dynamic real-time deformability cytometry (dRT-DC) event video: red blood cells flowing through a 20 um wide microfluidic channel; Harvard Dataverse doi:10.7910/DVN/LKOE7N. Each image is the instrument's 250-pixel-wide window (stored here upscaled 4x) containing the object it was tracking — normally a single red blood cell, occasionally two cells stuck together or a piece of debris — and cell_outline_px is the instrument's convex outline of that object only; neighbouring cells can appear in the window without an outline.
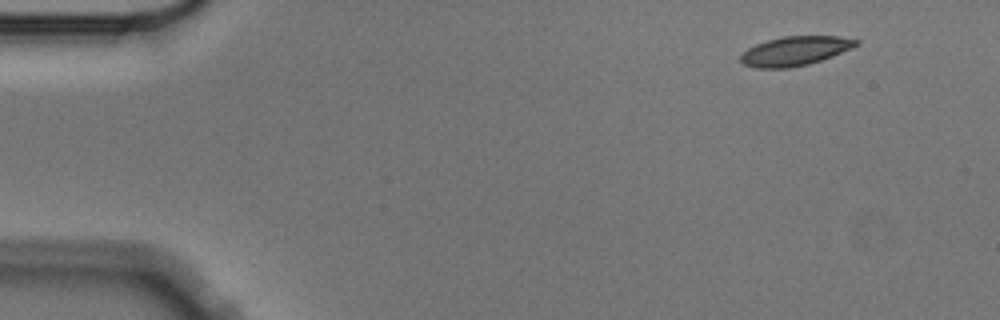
{"species": "Egyptian fruit bat (a non-hibernating species)", "species_latin": "Rousettus aegyptiacus", "temperature_condition": "cold", "stored_images_in_passage": 5, "segment_of_instrument_passage": [1, 2], "camera_frame_rate_fps": 3000, "um_per_image_px": 0.085, "animal": {"sex": "male"}, "frame": {"image": 1, "passage_image": 1, "time_ms": 0.0, "image_size_px": [1000, 320], "cell_outline_px": [[860, 44], [832, 56], [808, 64], [788, 68], [756, 68], [744, 64], [740, 60], [740, 56], [748, 48], [756, 44], [768, 40], [784, 36], [840, 36], [860, 40]], "centroid_in_image_um": [67.59, 4.33], "position_along_channel_um": 17.4, "area_um2": 19.54}}
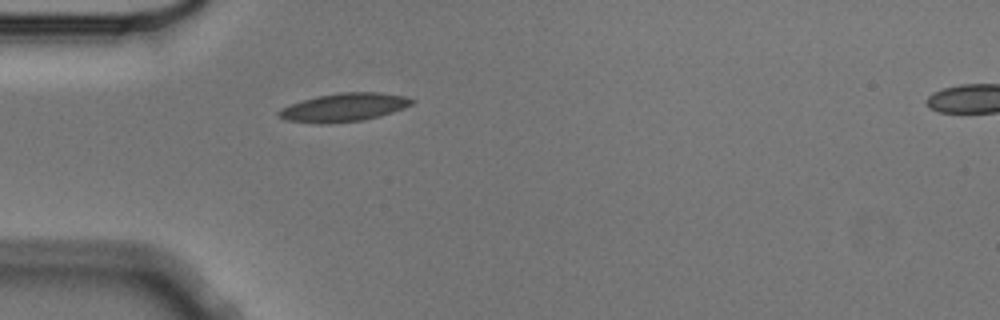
{"frame": {"image": 2, "passage_image": 4, "time_ms": 1.0, "image_size_px": [1000, 320], "cell_outline_px": [[416, 100], [412, 104], [404, 108], [380, 116], [364, 120], [328, 124], [320, 124], [284, 120], [276, 116], [276, 112], [280, 108], [288, 104], [316, 96], [340, 92], [380, 92], [408, 96]], "centroid_in_image_um": [29.2, 9.13], "position_along_channel_um": 55.8, "area_um2": 22.48}}